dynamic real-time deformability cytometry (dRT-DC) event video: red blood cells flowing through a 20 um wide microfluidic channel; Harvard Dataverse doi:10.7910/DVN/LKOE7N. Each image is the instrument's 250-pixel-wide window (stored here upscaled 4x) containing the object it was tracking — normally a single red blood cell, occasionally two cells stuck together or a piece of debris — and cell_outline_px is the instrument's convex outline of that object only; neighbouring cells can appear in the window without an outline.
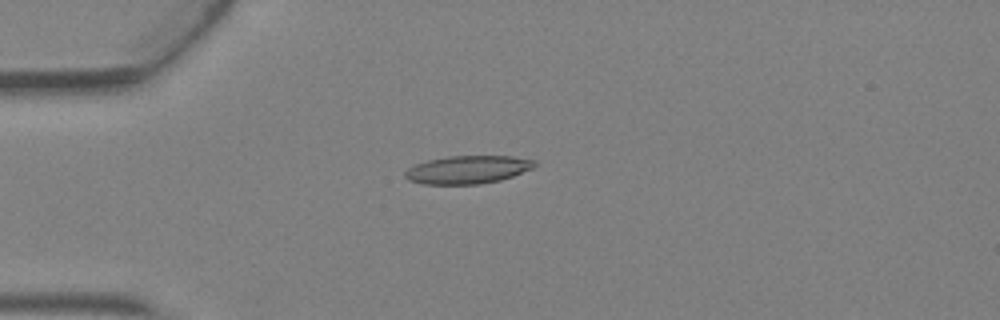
{"species": "Egyptian fruit bat (a non-hibernating species)", "species_latin": "Rousettus aegyptiacus", "temperature_condition": "warm", "stored_images_in_passage": 3, "camera_frame_rate_fps": 3000, "um_per_image_px": 0.085, "animal": {"sex": "female"}, "frame": {"image": 1, "passage_image": 3, "time_ms": 0.667, "image_size_px": [1000, 320], "cell_outline_px": [[536, 164], [532, 168], [512, 176], [500, 180], [480, 184], [424, 184], [408, 180], [404, 176], [404, 172], [408, 168], [416, 164], [428, 160], [448, 156], [512, 156], [536, 160]], "centroid_in_image_um": [39.74, 14.42], "position_along_channel_um": 45.3, "area_um2": 21.1}}